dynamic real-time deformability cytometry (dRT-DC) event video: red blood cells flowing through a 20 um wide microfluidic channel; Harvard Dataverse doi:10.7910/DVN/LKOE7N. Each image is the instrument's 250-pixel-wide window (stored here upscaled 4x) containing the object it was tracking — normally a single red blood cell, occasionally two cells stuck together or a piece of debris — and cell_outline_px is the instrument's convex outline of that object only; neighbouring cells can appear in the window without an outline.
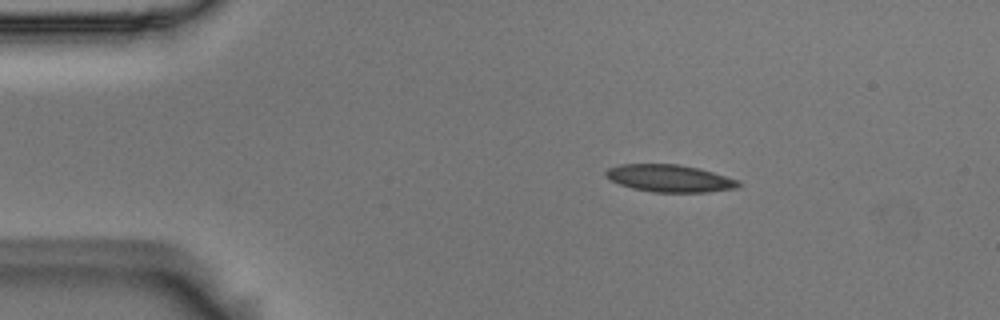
{"species": "Egyptian fruit bat (a non-hibernating species)", "species_latin": "Rousettus aegyptiacus", "temperature_condition": "room temperature", "stored_images_in_passage": 32, "camera_frame_rate_fps": 3000, "um_per_image_px": 0.085, "animal": {"sex": "male"}, "frame": {"image": 1, "passage_image": 2, "time_ms": 0.333, "image_size_px": [1000, 320], "cell_outline_px": [[740, 184], [736, 188], [704, 192], [652, 192], [632, 188], [620, 184], [604, 176], [604, 172], [608, 168], [620, 164], [680, 164], [700, 168], [740, 180]], "centroid_in_image_um": [56.91, 15.15], "position_along_channel_um": 28.1, "area_um2": 21.15}}
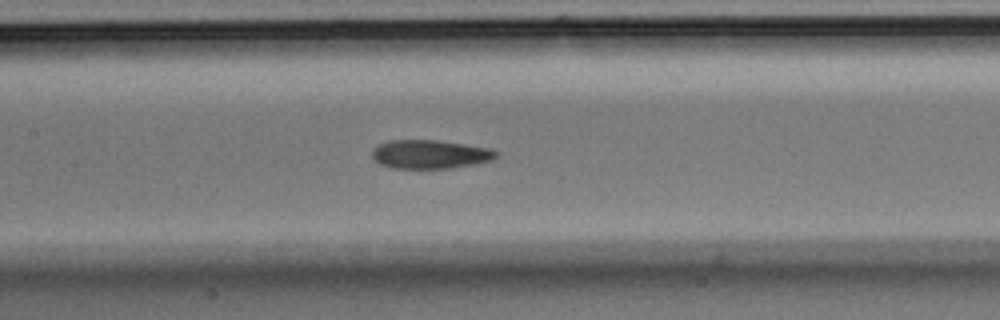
{"frame": {"image": 2, "passage_image": 18, "time_ms": 5.667, "image_size_px": [1000, 320], "cell_outline_px": [[500, 152], [492, 160], [476, 164], [452, 168], [392, 168], [380, 164], [372, 156], [372, 148], [388, 140], [436, 140], [492, 148]], "centroid_in_image_um": [36.58, 13.11], "position_along_channel_um": 170.8, "area_um2": 20.87}}
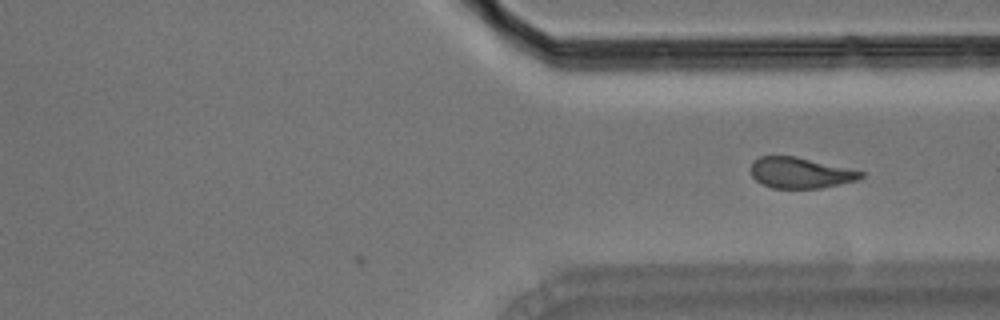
{"frame": {"image": 3, "passage_image": 32, "time_ms": 10.333, "image_size_px": [1000, 320], "cell_outline_px": [[864, 176], [860, 180], [820, 188], [772, 188], [756, 180], [752, 176], [752, 160], [760, 156], [796, 156], [864, 172]], "centroid_in_image_um": [68.04, 14.69], "position_along_channel_um": 343.4, "area_um2": 19.65}}